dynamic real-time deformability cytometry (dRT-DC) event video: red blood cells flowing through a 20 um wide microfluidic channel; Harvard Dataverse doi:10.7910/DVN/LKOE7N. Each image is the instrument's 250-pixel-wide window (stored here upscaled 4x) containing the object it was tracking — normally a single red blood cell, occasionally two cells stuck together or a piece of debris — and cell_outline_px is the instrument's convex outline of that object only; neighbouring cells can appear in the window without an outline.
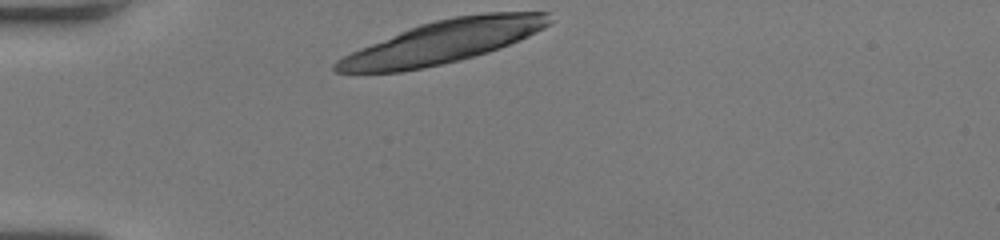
{"species": "human", "species_latin": "Homo sapiens", "temperature_condition": "room temperature", "stored_images_in_passage": 30, "camera_frame_rate_fps": 3000, "um_per_image_px": 0.085, "donor": {"sex": "female"}, "frame": {"image": 1, "passage_image": 1, "time_ms": 0.0, "image_size_px": [1000, 240], "cell_outline_px": [[556, 20], [544, 28], [520, 40], [500, 48], [488, 52], [460, 60], [424, 68], [400, 72], [336, 72], [332, 68], [332, 64], [336, 60], [360, 48], [420, 24], [436, 20], [456, 16], [484, 12], [548, 12]], "centroid_in_image_um": [37.71, 3.55], "position_along_channel_um": 47.3, "area_um2": 52.89}}